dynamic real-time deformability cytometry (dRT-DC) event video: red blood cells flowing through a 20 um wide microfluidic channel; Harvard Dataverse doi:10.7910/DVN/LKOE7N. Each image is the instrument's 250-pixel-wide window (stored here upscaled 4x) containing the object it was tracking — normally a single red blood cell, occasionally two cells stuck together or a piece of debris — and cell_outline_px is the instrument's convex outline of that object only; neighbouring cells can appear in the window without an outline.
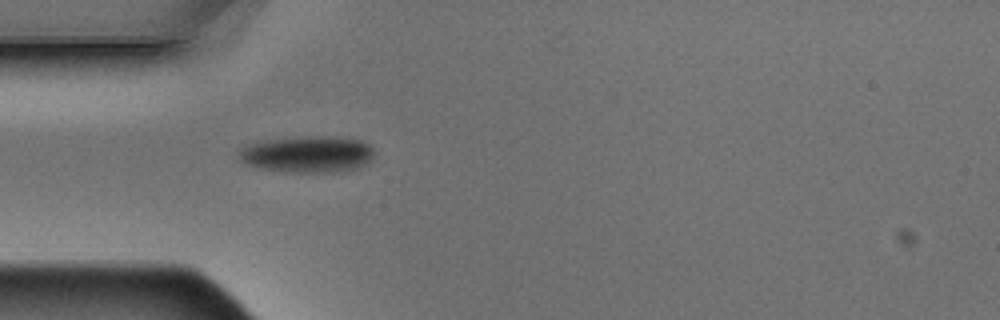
{"species": "Egyptian fruit bat (a non-hibernating species)", "species_latin": "Rousettus aegyptiacus", "temperature_condition": "warm", "stored_images_in_passage": 1, "camera_frame_rate_fps": 3000, "um_per_image_px": 0.085, "animal": {"sex": "male"}, "frame": {"image": 1, "passage_image": 1, "time_ms": 0.0, "image_size_px": [1000, 320], "cell_outline_px": [[376, 152], [372, 160], [356, 168], [332, 172], [296, 172], [264, 168], [248, 164], [240, 160], [240, 152], [244, 148], [252, 144], [268, 140], [304, 136], [340, 136], [360, 140], [368, 144]], "centroid_in_image_um": [26.25, 13.09], "position_along_channel_um": 58.7, "area_um2": 28.38}}